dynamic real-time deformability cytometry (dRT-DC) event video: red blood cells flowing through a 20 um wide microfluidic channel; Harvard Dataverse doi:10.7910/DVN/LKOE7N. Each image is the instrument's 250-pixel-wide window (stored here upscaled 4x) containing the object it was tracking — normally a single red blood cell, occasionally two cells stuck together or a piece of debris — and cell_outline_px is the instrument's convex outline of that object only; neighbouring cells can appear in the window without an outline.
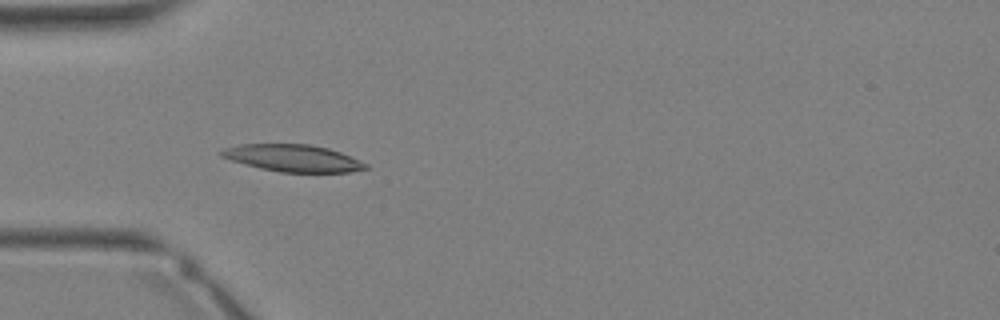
{"species": "Egyptian fruit bat (a non-hibernating species)", "species_latin": "Rousettus aegyptiacus", "temperature_condition": "warm", "stored_images_in_passage": 23, "camera_frame_rate_fps": 3000, "um_per_image_px": 0.085, "animal": {"sex": "female"}, "frame": {"image": 1, "passage_image": 3, "time_ms": 0.667, "image_size_px": [1000, 320], "cell_outline_px": [[368, 168], [348, 172], [280, 172], [260, 168], [232, 160], [220, 156], [220, 152], [224, 148], [240, 144], [312, 144], [328, 148], [340, 152], [360, 160], [368, 164]], "centroid_in_image_um": [24.92, 13.43], "position_along_channel_um": 60.1, "area_um2": 22.6}}
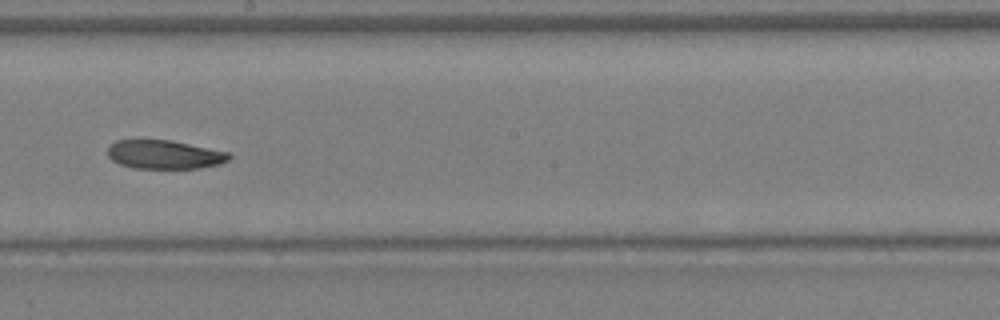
{"frame": {"image": 2, "passage_image": 12, "time_ms": 3.667, "image_size_px": [1000, 320], "cell_outline_px": [[232, 156], [228, 160], [220, 164], [200, 168], [132, 168], [120, 164], [112, 160], [108, 156], [108, 148], [116, 140], [172, 140], [228, 152]], "centroid_in_image_um": [13.99, 13.14], "position_along_channel_um": 234.2, "area_um2": 20.29}}
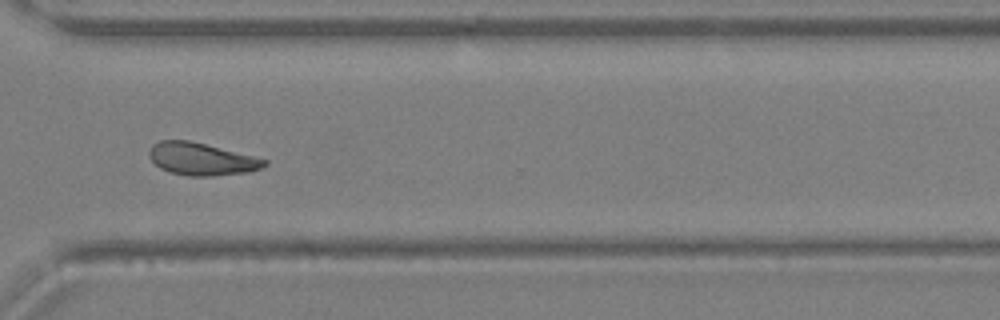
{"frame": {"image": 3, "passage_image": 18, "time_ms": 5.667, "image_size_px": [1000, 320], "cell_outline_px": [[268, 164], [260, 168], [248, 172], [212, 176], [188, 176], [168, 172], [160, 168], [148, 156], [148, 152], [152, 144], [160, 140], [188, 140], [268, 160]], "centroid_in_image_um": [17.08, 13.52], "position_along_channel_um": 353.5, "area_um2": 21.62}}